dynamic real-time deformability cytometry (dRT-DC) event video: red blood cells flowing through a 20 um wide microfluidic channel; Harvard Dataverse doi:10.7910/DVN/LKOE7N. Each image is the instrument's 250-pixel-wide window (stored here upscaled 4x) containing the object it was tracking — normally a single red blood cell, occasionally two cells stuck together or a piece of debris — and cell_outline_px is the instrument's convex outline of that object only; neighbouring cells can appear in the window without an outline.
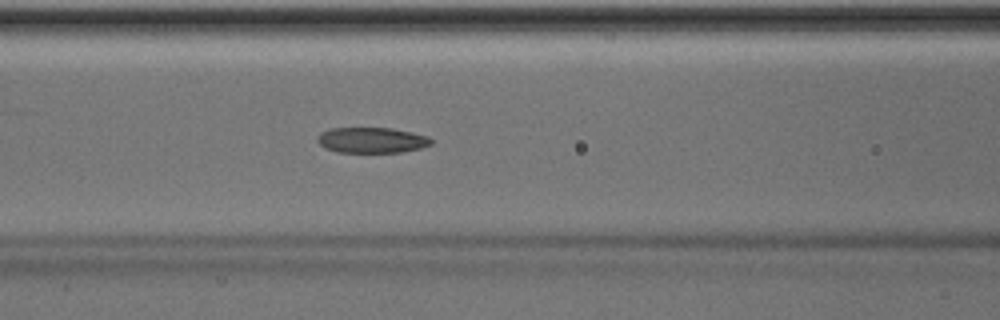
{"species": "Egyptian fruit bat (a non-hibernating species)", "species_latin": "Rousettus aegyptiacus", "temperature_condition": "room temperature", "stored_images_in_passage": 30, "camera_frame_rate_fps": 3000, "um_per_image_px": 0.085, "animal": {"sex": "male"}, "frame": {"image": 1, "passage_image": 22, "time_ms": 7.0, "image_size_px": [1000, 320], "cell_outline_px": [[432, 144], [420, 148], [404, 152], [336, 152], [324, 148], [316, 140], [316, 136], [320, 132], [328, 128], [392, 128], [412, 132], [428, 136], [432, 140]], "centroid_in_image_um": [31.56, 11.91], "position_along_channel_um": 135.0, "area_um2": 17.17}}